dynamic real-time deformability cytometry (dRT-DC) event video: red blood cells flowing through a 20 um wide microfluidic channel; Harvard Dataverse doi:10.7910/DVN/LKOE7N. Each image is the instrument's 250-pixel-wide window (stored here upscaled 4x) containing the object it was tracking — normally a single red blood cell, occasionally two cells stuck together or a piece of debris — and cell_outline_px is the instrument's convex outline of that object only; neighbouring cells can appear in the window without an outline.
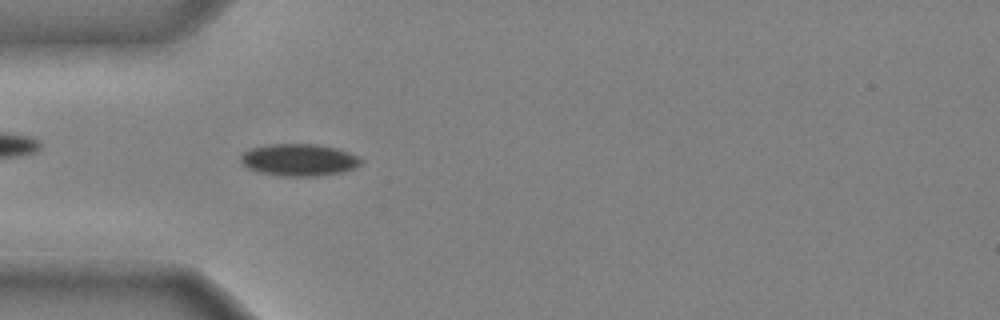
{"species": "common noctule bat (a hibernating species)", "species_latin": "Nyctalus noctula", "temperature_condition": "cold", "stored_images_in_passage": 40, "camera_frame_rate_fps": 3000, "um_per_image_px": 0.085, "animal": {"sex": "male", "body_mass_g": 20.4}, "frame": {"image": 1, "passage_image": 7, "time_ms": 2.0, "image_size_px": [1000, 320], "cell_outline_px": [[364, 160], [360, 164], [352, 168], [340, 172], [312, 176], [280, 176], [260, 172], [248, 168], [240, 160], [240, 156], [244, 152], [252, 148], [268, 144], [316, 144], [336, 148], [348, 152]], "centroid_in_image_um": [25.39, 13.58], "position_along_channel_um": 59.6, "area_um2": 22.2}}
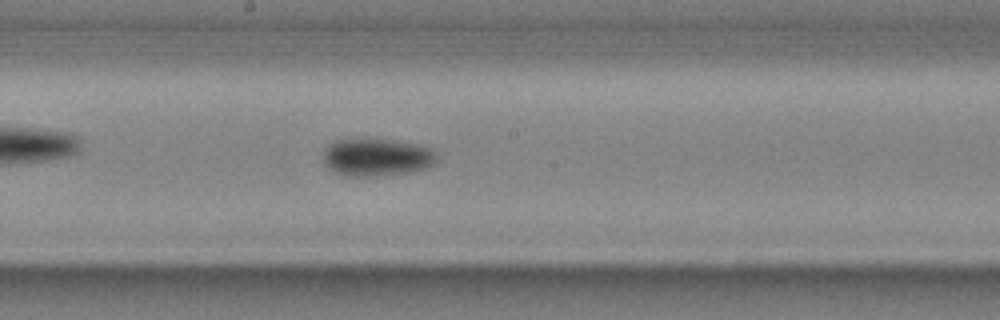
{"frame": {"image": 2, "passage_image": 19, "time_ms": 6.0, "image_size_px": [1000, 320], "cell_outline_px": [[436, 160], [432, 164], [424, 168], [408, 172], [372, 176], [352, 176], [336, 172], [324, 160], [324, 148], [336, 140], [348, 136], [360, 136], [424, 144], [432, 148], [436, 152]], "centroid_in_image_um": [32.03, 13.29], "position_along_channel_um": 216.2, "area_um2": 25.37}}
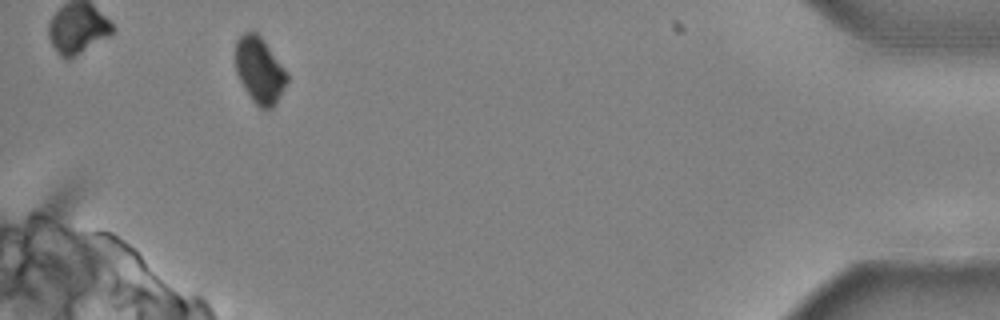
{"frame": {"image": 3, "passage_image": 38, "time_ms": 12.333, "image_size_px": [1000, 320], "cell_outline_px": [[288, 80], [276, 104], [272, 108], [260, 108], [252, 100], [244, 88], [236, 72], [236, 40], [248, 28], [252, 28], [260, 36], [288, 72]], "centroid_in_image_um": [22.06, 5.94], "position_along_channel_um": 413.1, "area_um2": 19.94}}